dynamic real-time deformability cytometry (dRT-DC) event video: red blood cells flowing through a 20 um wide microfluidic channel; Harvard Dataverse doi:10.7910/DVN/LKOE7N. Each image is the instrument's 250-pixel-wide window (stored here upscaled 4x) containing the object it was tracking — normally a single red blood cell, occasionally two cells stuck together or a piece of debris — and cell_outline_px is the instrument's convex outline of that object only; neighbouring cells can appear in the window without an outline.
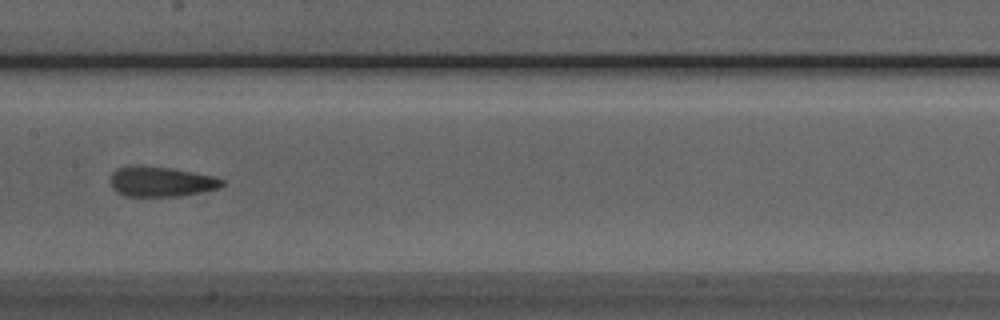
{"species": "Egyptian fruit bat (a non-hibernating species)", "species_latin": "Rousettus aegyptiacus", "temperature_condition": "room temperature", "stored_images_in_passage": 7, "camera_frame_rate_fps": 3000, "um_per_image_px": 0.085, "animal": {"sex": "male"}, "frame": {"image": 1, "passage_image": 7, "time_ms": 7.0, "image_size_px": [1000, 320], "cell_outline_px": [[224, 184], [220, 188], [180, 196], [124, 196], [116, 192], [112, 188], [112, 172], [116, 168], [132, 164], [140, 164], [172, 168], [216, 176], [224, 180]], "centroid_in_image_um": [13.68, 15.41], "position_along_channel_um": 193.7, "area_um2": 19.94}}